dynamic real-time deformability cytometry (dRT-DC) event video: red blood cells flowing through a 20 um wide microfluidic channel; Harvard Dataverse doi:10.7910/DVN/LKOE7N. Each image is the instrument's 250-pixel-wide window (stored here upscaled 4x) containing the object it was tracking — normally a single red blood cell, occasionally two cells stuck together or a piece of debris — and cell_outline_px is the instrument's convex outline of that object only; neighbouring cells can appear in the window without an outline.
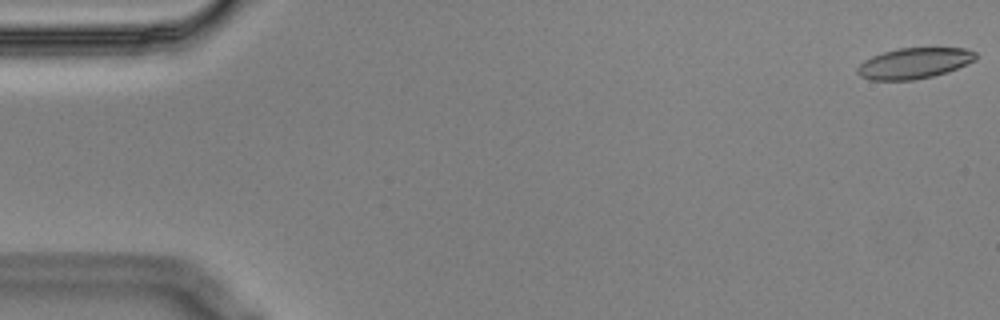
{"species": "Egyptian fruit bat (a non-hibernating species)", "species_latin": "Rousettus aegyptiacus", "temperature_condition": "cold", "stored_images_in_passage": 56, "camera_frame_rate_fps": 3000, "um_per_image_px": 0.085, "animal": {"sex": "male"}, "frame": {"image": 1, "passage_image": 1, "time_ms": 0.0, "image_size_px": [1000, 320], "cell_outline_px": [[976, 60], [948, 72], [932, 76], [912, 80], [868, 80], [860, 76], [856, 72], [856, 68], [864, 60], [872, 56], [884, 52], [900, 48], [964, 48], [976, 52]], "centroid_in_image_um": [77.69, 5.38], "position_along_channel_um": 7.3, "area_um2": 21.21}}
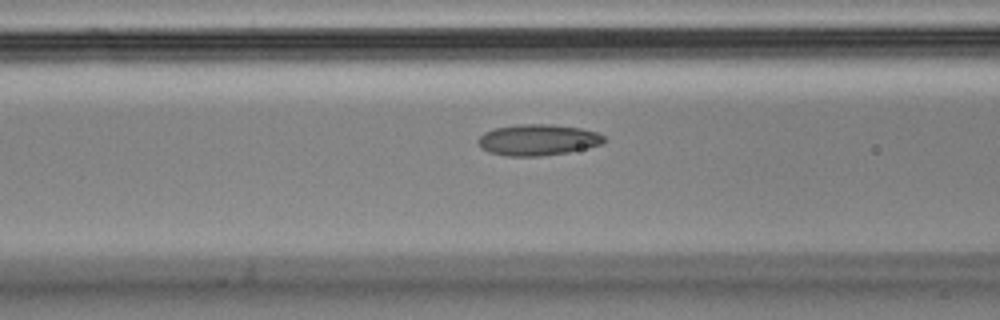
{"frame": {"image": 2, "passage_image": 22, "time_ms": 7.0, "image_size_px": [1000, 320], "cell_outline_px": [[608, 140], [604, 144], [588, 148], [568, 152], [540, 156], [508, 156], [488, 152], [480, 148], [476, 140], [484, 132], [496, 128], [520, 124], [552, 124], [580, 128], [596, 132], [604, 136]], "centroid_in_image_um": [45.73, 11.89], "position_along_channel_um": 120.9, "area_um2": 23.06}}
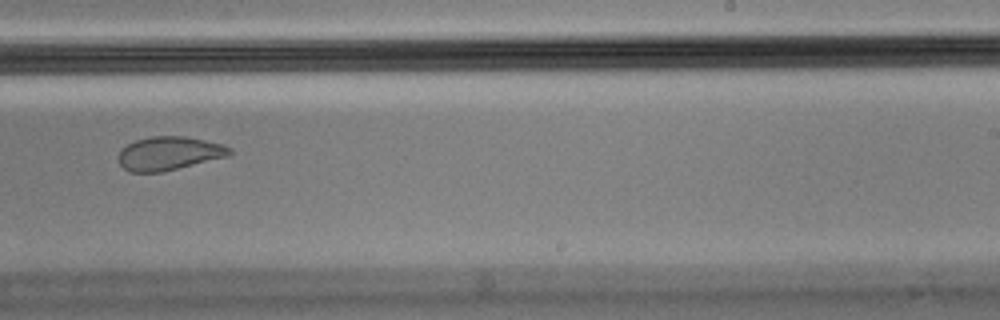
{"frame": {"image": 3, "passage_image": 35, "time_ms": 11.333, "image_size_px": [1000, 320], "cell_outline_px": [[232, 152], [228, 156], [160, 172], [128, 172], [120, 164], [116, 156], [120, 148], [136, 140], [152, 136], [184, 136], [224, 144], [232, 148]], "centroid_in_image_um": [14.33, 13.03], "position_along_channel_um": 274.7, "area_um2": 21.79}, "authors_computed_cell_mechanics": {"area_um2": 22.9466, "velocity_mm_per_s": 3.5538, "shape_relaxation_time_tau1_ms": null, "shape_relaxation_time_tau2_ms": 2.7004, "deformation_change_tau1": null, "deformation_change_tau2": 0.0669}}